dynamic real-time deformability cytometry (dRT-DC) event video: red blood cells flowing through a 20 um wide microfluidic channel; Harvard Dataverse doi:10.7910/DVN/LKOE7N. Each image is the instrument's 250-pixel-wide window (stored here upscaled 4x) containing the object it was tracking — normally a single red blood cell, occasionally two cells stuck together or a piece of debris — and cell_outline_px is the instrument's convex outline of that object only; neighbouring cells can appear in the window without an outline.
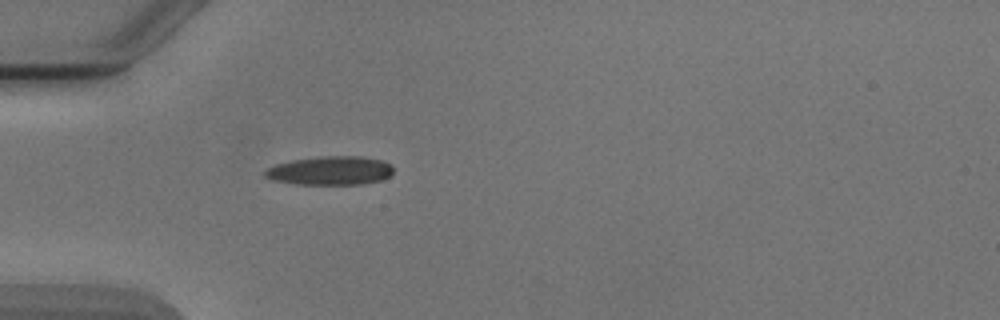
{"species": "Egyptian fruit bat (a non-hibernating species)", "species_latin": "Rousettus aegyptiacus", "temperature_condition": "cold", "stored_images_in_passage": 1, "camera_frame_rate_fps": 3000, "um_per_image_px": 0.085, "animal": {"sex": "male"}, "frame": {"image": 1, "passage_image": 1, "time_ms": 0.0, "image_size_px": [1000, 320], "cell_outline_px": [[392, 176], [380, 180], [360, 184], [296, 184], [272, 180], [264, 176], [264, 172], [268, 168], [276, 164], [292, 160], [320, 156], [360, 156], [380, 160], [392, 164]], "centroid_in_image_um": [28.08, 14.5], "position_along_channel_um": 56.9, "area_um2": 21.5}}